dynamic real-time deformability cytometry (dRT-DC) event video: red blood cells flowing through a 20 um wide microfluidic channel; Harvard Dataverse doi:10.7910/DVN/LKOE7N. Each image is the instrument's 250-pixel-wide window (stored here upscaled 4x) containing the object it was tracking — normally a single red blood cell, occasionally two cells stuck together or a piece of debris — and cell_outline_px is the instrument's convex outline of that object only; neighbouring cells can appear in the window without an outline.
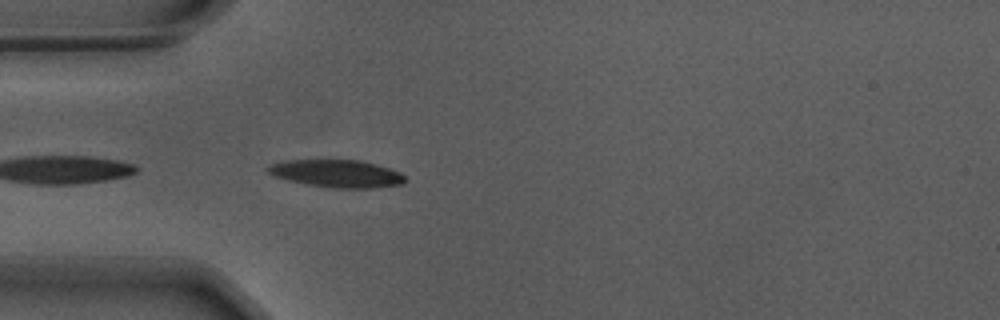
{"species": "Egyptian fruit bat (a non-hibernating species)", "species_latin": "Rousettus aegyptiacus", "temperature_condition": "warm", "stored_images_in_passage": 22, "camera_frame_rate_fps": 3000, "um_per_image_px": 0.085, "animal": {"sex": "male"}, "frame": {"image": 1, "passage_image": 2, "time_ms": 0.333, "image_size_px": [1000, 320], "cell_outline_px": [[408, 180], [404, 184], [376, 188], [328, 188], [288, 180], [276, 176], [268, 172], [264, 168], [272, 164], [288, 160], [360, 160], [376, 164], [400, 172]], "centroid_in_image_um": [28.68, 14.76], "position_along_channel_um": 56.3, "area_um2": 22.08}}
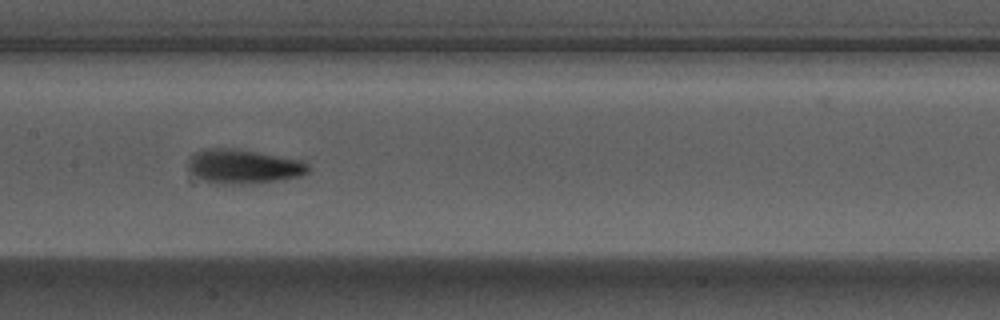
{"frame": {"image": 2, "passage_image": 13, "time_ms": 4.0, "image_size_px": [1000, 320], "cell_outline_px": [[308, 172], [300, 176], [280, 180], [244, 184], [224, 184], [204, 180], [192, 172], [188, 168], [188, 160], [196, 152], [204, 148], [236, 148], [300, 160], [308, 164]], "centroid_in_image_um": [20.69, 14.14], "position_along_channel_um": 186.7, "area_um2": 23.7}}
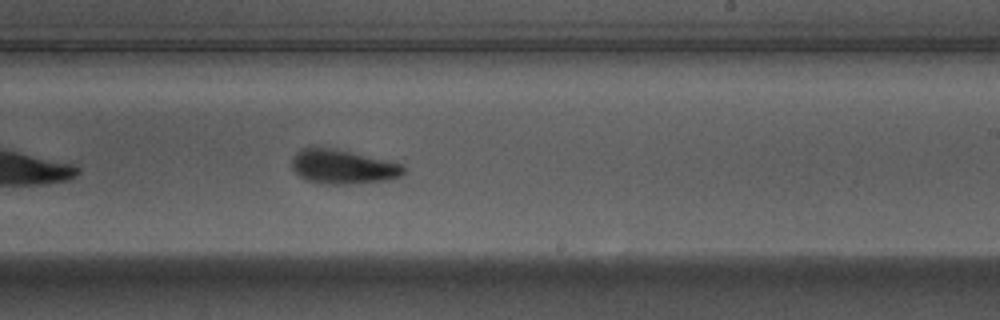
{"frame": {"image": 3, "passage_image": 19, "time_ms": 6.0, "image_size_px": [1000, 320], "cell_outline_px": [[404, 172], [400, 176], [388, 180], [352, 184], [324, 184], [308, 180], [300, 176], [292, 168], [292, 156], [300, 148], [336, 148], [400, 164], [404, 168]], "centroid_in_image_um": [29.1, 14.18], "position_along_channel_um": 259.9, "area_um2": 22.08}}